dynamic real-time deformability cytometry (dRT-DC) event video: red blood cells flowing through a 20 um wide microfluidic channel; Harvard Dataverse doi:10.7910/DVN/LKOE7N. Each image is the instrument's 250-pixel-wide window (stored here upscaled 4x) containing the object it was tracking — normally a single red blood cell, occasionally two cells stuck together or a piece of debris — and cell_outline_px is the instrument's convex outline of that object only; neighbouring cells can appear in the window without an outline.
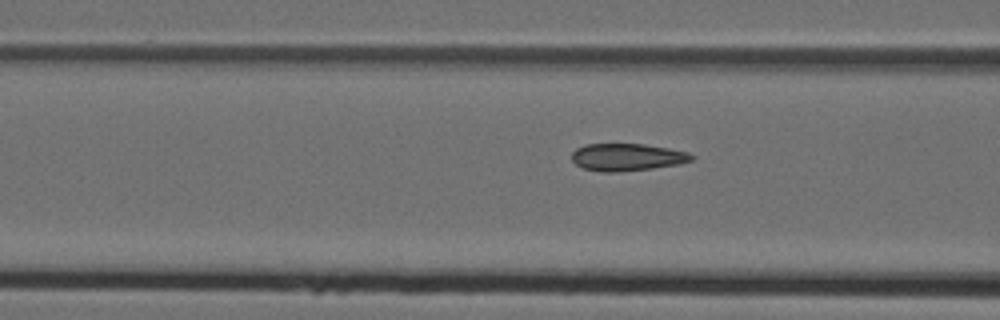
{"species": "Egyptian fruit bat (a non-hibernating species)", "species_latin": "Rousettus aegyptiacus", "temperature_condition": "cold", "stored_images_in_passage": 6, "camera_frame_rate_fps": 3000, "um_per_image_px": 0.085, "animal": {"sex": "female"}, "frame": {"image": 1, "passage_image": 6, "time_ms": 1.667, "image_size_px": [1000, 320], "cell_outline_px": [[696, 156], [692, 160], [680, 164], [652, 168], [616, 172], [604, 172], [584, 168], [576, 164], [572, 160], [572, 152], [576, 148], [584, 144], [644, 144], [668, 148], [688, 152]], "centroid_in_image_um": [53.31, 13.35], "position_along_channel_um": 113.3, "area_um2": 19.07}}